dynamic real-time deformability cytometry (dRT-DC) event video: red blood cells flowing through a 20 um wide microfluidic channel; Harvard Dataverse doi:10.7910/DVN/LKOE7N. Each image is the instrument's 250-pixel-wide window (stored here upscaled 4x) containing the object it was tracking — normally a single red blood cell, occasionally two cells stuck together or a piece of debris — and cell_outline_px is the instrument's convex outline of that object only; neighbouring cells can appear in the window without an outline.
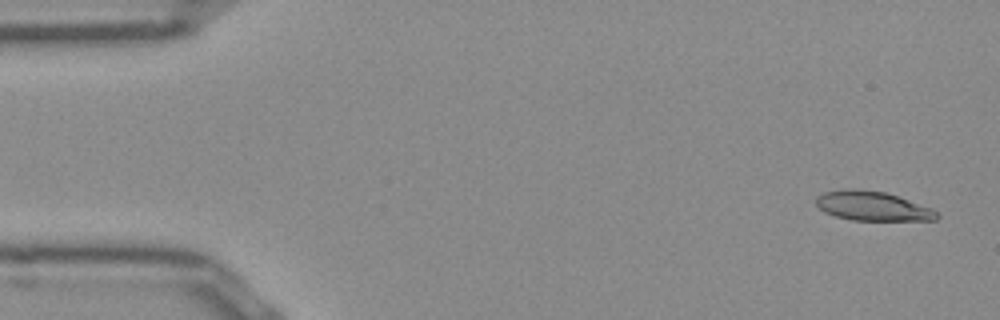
{"species": "Egyptian fruit bat (a non-hibernating species)", "species_latin": "Rousettus aegyptiacus", "temperature_condition": "room temperature", "stored_images_in_passage": 51, "camera_frame_rate_fps": 3000, "um_per_image_px": 0.085, "frame": {"image": 1, "passage_image": 2, "time_ms": 0.333, "image_size_px": [1000, 320], "cell_outline_px": [[940, 216], [936, 220], [852, 220], [836, 216], [824, 212], [816, 204], [816, 196], [824, 192], [884, 192], [932, 208]], "centroid_in_image_um": [74.22, 17.58], "position_along_channel_um": 10.8, "area_um2": 19.54}}
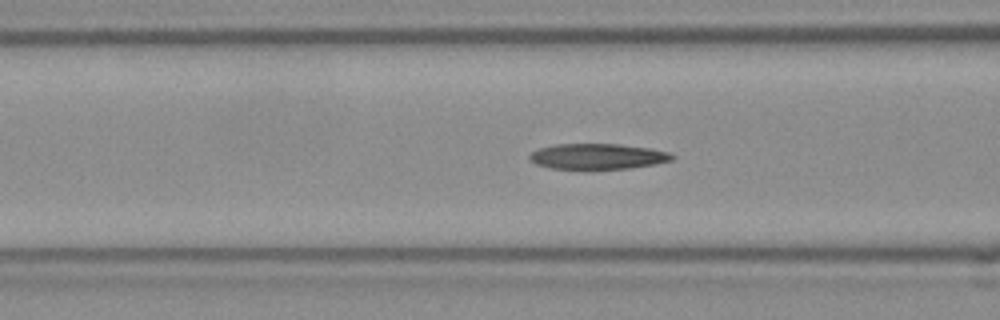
{"frame": {"image": 2, "passage_image": 19, "time_ms": 6.0, "image_size_px": [1000, 320], "cell_outline_px": [[676, 156], [672, 160], [656, 164], [628, 168], [552, 168], [536, 164], [528, 156], [532, 152], [540, 148], [552, 144], [620, 144], [648, 148], [668, 152]], "centroid_in_image_um": [50.82, 13.28], "position_along_channel_um": 115.8, "area_um2": 20.92}}
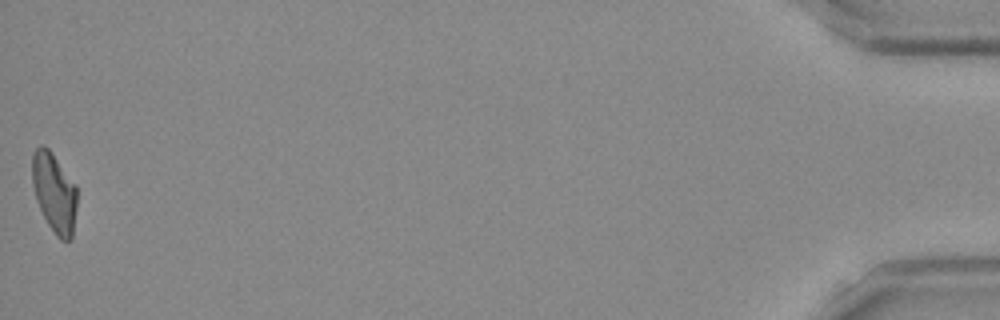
{"frame": {"image": 3, "passage_image": 51, "time_ms": 16.667, "image_size_px": [1000, 320], "cell_outline_px": [[76, 208], [72, 240], [60, 240], [56, 236], [48, 224], [36, 200], [32, 184], [32, 152], [40, 144], [44, 144], [48, 148], [76, 184]], "centroid_in_image_um": [4.6, 16.36], "position_along_channel_um": 430.6, "area_um2": 20.87}, "authors_computed_cell_mechanics": {"area_um2": 21.386, "velocity_mm_per_s": 3.9082, "shape_relaxation_time_tau1_ms": 9.754, "shape_relaxation_time_tau2_ms": 3.3666, "deformation_change_tau1": 0.2561, "deformation_change_tau2": 0.1225}}